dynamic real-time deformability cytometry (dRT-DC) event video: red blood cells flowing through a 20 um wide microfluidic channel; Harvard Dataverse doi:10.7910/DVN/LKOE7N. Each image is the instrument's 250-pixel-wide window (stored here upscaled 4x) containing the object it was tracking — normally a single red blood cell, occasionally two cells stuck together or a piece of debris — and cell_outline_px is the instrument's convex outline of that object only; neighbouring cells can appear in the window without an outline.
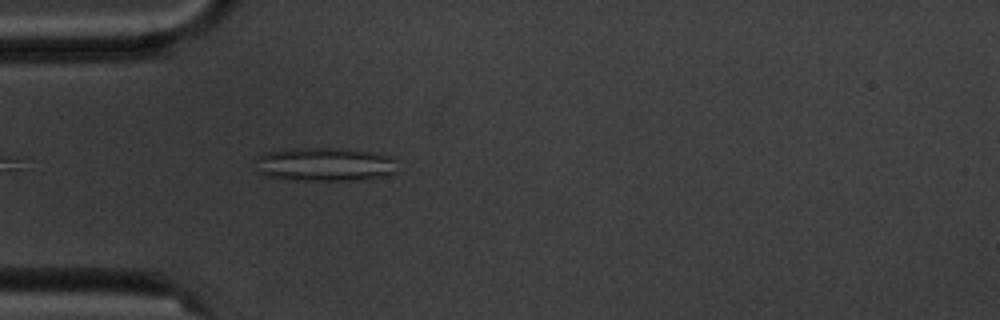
{"species": "common noctule bat (a hibernating species)", "species_latin": "Nyctalus noctula", "temperature_condition": "cold", "stored_images_in_passage": 3, "camera_frame_rate_fps": 3000, "um_per_image_px": 0.085, "animal": {"sex": "male", "body_mass_g": 20.1, "forearm_length_mm": 53.5}, "frame": {"image": 1, "passage_image": 3, "time_ms": 3.0, "image_size_px": [1000, 320], "cell_outline_px": [[396, 172], [364, 180], [292, 180], [264, 176], [260, 172], [256, 160], [256, 156], [264, 152], [296, 148], [340, 148], [368, 152], [388, 156], [396, 160]], "centroid_in_image_um": [27.57, 13.97], "position_along_channel_um": 57.4, "area_um2": 27.8}}